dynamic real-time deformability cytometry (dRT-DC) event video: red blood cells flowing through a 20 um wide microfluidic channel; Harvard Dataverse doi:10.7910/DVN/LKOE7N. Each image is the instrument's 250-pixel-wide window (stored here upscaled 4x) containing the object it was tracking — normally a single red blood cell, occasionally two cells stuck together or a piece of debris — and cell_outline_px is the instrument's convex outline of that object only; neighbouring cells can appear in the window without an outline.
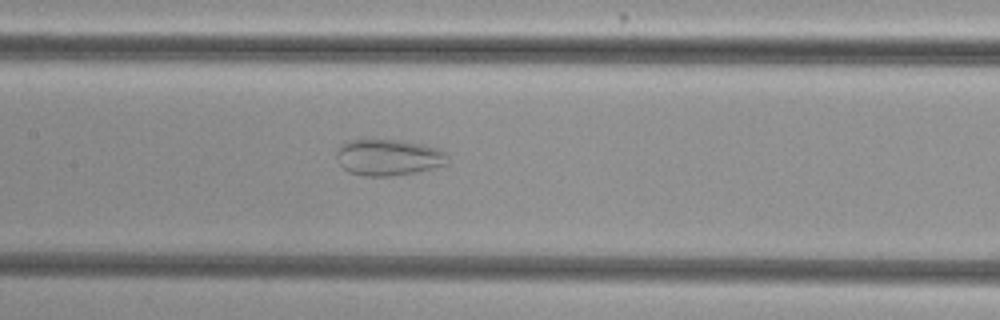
{"species": "common noctule bat (a hibernating species)", "species_latin": "Nyctalus noctula", "temperature_condition": "cold", "stored_images_in_passage": 48, "camera_frame_rate_fps": 3000, "um_per_image_px": 0.085, "animal": {"sex": "female", "body_mass_g": 29.2, "forearm_length_mm": 56.3}, "frame": {"image": 1, "passage_image": 20, "time_ms": 6.333, "image_size_px": [1000, 320], "cell_outline_px": [[448, 164], [416, 172], [388, 176], [364, 176], [348, 172], [340, 164], [336, 156], [336, 152], [340, 144], [348, 140], [372, 136], [400, 140], [420, 144], [436, 148], [444, 152], [448, 156]], "centroid_in_image_um": [32.95, 13.33], "position_along_channel_um": 174.5, "area_um2": 24.16}}
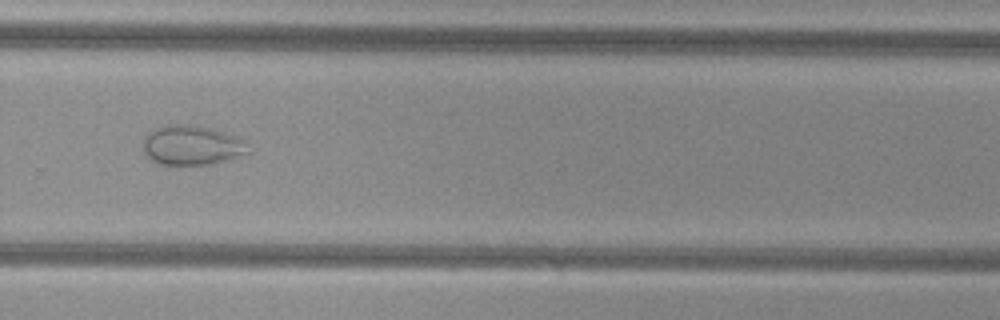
{"frame": {"image": 2, "passage_image": 31, "time_ms": 10.0, "image_size_px": [1000, 320], "cell_outline_px": [[252, 152], [212, 164], [160, 164], [152, 160], [144, 152], [144, 136], [152, 128], [164, 124], [196, 124], [212, 128], [236, 136], [244, 140]], "centroid_in_image_um": [16.31, 12.31], "position_along_channel_um": 313.5, "area_um2": 24.57}}
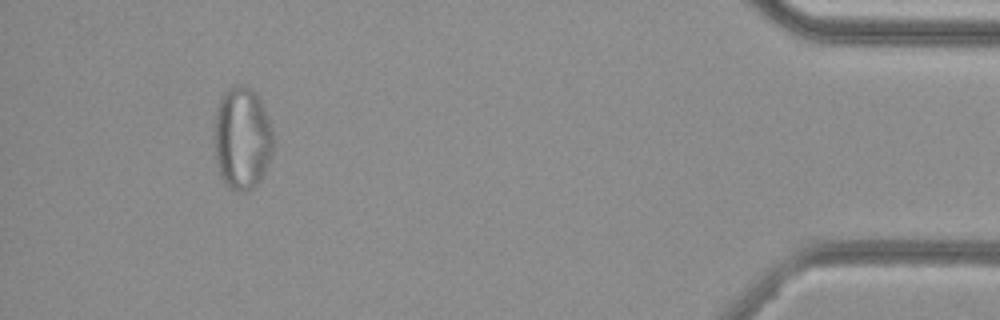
{"frame": {"image": 3, "passage_image": 44, "time_ms": 14.333, "image_size_px": [1000, 320], "cell_outline_px": [[272, 152], [264, 172], [260, 180], [248, 192], [240, 192], [228, 188], [224, 184], [220, 176], [216, 160], [212, 136], [216, 108], [224, 92], [232, 84], [240, 84], [252, 88], [260, 96], [272, 132]], "centroid_in_image_um": [20.53, 11.74], "position_along_channel_um": 414.7, "area_um2": 35.95}}